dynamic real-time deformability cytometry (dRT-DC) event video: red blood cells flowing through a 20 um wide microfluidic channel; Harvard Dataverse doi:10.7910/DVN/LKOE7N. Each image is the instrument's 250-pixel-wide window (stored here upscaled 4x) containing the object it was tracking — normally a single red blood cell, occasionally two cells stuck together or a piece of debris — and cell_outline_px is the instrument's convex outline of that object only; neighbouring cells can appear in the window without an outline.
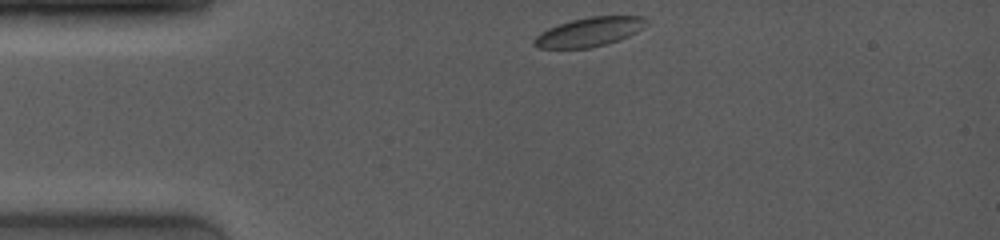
{"species": "common noctule bat (a hibernating species)", "species_latin": "Nyctalus noctula", "temperature_condition": "room temperature", "stored_images_in_passage": 29, "camera_frame_rate_fps": 4000, "um_per_image_px": 0.085, "animal": {"sex": "female", "body_mass_g": 19.0, "forearm_length_mm": 53.3}, "frame": {"image": 1, "passage_image": 1, "time_ms": 0.0, "image_size_px": [1000, 240], "cell_outline_px": [[652, 20], [636, 32], [628, 36], [604, 44], [588, 48], [536, 48], [532, 44], [532, 40], [540, 32], [548, 28], [572, 20], [588, 16], [644, 16]], "centroid_in_image_um": [50.08, 2.7], "position_along_channel_um": 34.9, "area_um2": 19.02}}
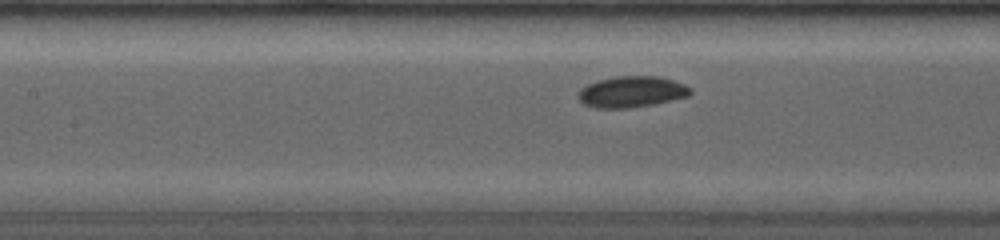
{"frame": {"image": 2, "passage_image": 13, "time_ms": 4.0, "image_size_px": [1000, 240], "cell_outline_px": [[692, 92], [688, 96], [652, 104], [628, 108], [596, 108], [584, 104], [576, 96], [576, 92], [580, 88], [596, 80], [616, 76], [656, 76], [672, 80], [684, 84], [692, 88]], "centroid_in_image_um": [53.64, 7.8], "position_along_channel_um": 153.8, "area_um2": 20.4}}
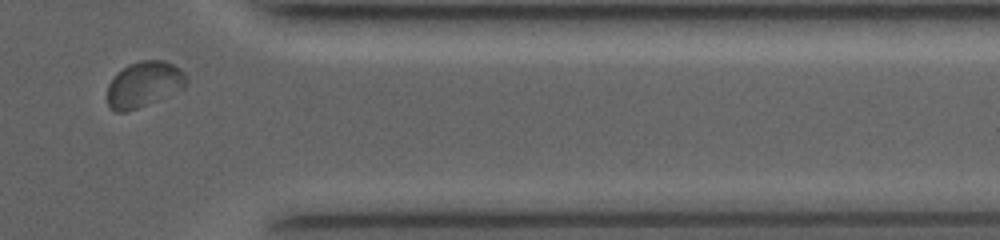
{"frame": {"image": 3, "passage_image": 27, "time_ms": 10.25, "image_size_px": [1000, 240], "cell_outline_px": [[188, 80], [184, 88], [128, 112], [116, 112], [108, 104], [108, 84], [116, 72], [128, 64], [140, 60], [164, 60], [180, 68], [184, 72]], "centroid_in_image_um": [12.23, 7.15], "position_along_channel_um": 399.2, "area_um2": 21.04}, "authors_computed_cell_mechanics": {"area_um2": 20.3456, "velocity_mm_per_s": 3.9709, "shape_relaxation_time_tau1_ms": 3.0732, "shape_relaxation_time_tau2_ms": 2.4423, "deformation_change_tau1": 0.0683, "deformation_change_tau2": 0.0248}}